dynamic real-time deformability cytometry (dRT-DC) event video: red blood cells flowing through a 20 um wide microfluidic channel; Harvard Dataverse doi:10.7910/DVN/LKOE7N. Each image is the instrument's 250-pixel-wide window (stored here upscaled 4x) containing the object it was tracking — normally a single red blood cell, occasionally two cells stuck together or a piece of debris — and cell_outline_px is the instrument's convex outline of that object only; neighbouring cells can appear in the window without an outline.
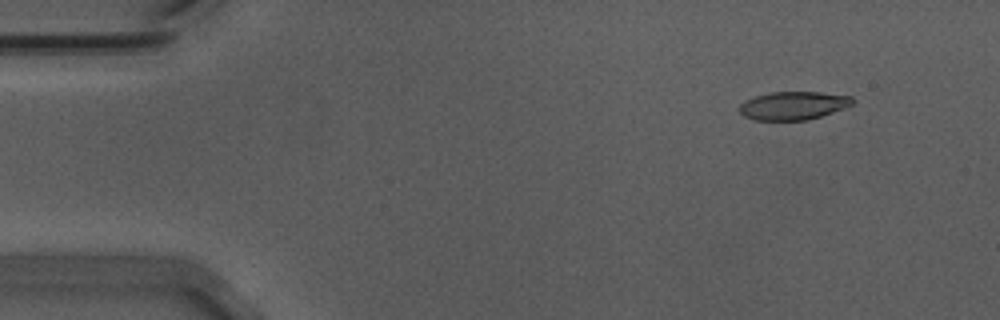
{"species": "Egyptian fruit bat (a non-hibernating species)", "species_latin": "Rousettus aegyptiacus", "temperature_condition": "warm", "stored_images_in_passage": 10, "camera_frame_rate_fps": 3000, "um_per_image_px": 0.085, "animal": {"sex": "male"}, "frame": {"image": 1, "passage_image": 6, "time_ms": 1.667, "image_size_px": [1000, 320], "cell_outline_px": [[856, 100], [852, 104], [844, 108], [808, 120], [752, 120], [744, 116], [740, 112], [740, 104], [744, 100], [768, 92], [820, 92], [852, 96]], "centroid_in_image_um": [67.43, 8.97], "position_along_channel_um": 17.6, "area_um2": 18.67}}